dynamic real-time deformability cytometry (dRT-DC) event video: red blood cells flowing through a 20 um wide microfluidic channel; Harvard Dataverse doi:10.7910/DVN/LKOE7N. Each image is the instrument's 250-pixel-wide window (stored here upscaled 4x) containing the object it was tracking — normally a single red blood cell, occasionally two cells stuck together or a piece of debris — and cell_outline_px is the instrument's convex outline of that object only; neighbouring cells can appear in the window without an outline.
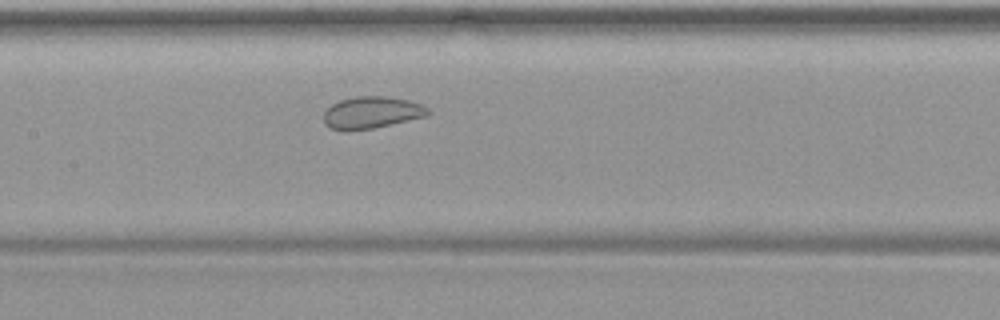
{"species": "common noctule bat (a hibernating species)", "species_latin": "Nyctalus noctula", "temperature_condition": "warm", "stored_images_in_passage": 43, "segment_of_instrument_passage": [2, 2], "camera_frame_rate_fps": 3000, "um_per_image_px": 0.085, "animal": {"sex": "female", "body_mass_g": 19.9}, "frame": {"image": 1, "passage_image": 18, "time_ms": 5.667, "image_size_px": [1000, 320], "cell_outline_px": [[432, 112], [428, 116], [372, 128], [348, 132], [344, 132], [332, 128], [324, 124], [324, 112], [332, 104], [340, 100], [356, 96], [384, 96], [408, 100], [420, 104], [428, 108]], "centroid_in_image_um": [31.58, 9.58], "position_along_channel_um": 175.8, "area_um2": 19.54}}
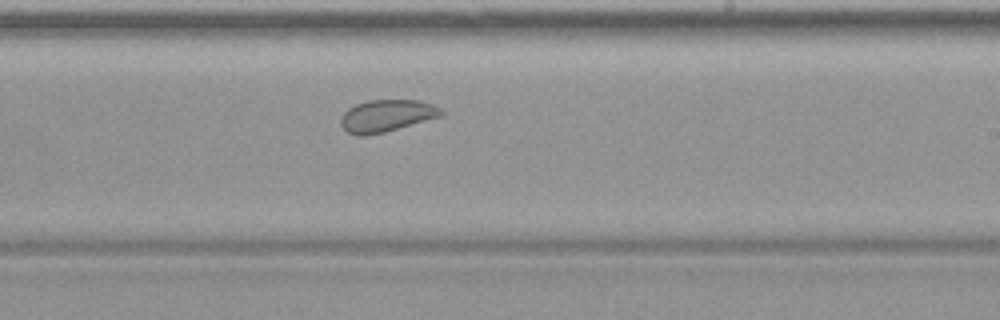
{"frame": {"image": 2, "passage_image": 24, "time_ms": 7.667, "image_size_px": [1000, 320], "cell_outline_px": [[444, 116], [384, 132], [364, 136], [356, 136], [348, 132], [340, 124], [340, 116], [348, 108], [356, 104], [368, 100], [420, 100], [432, 104], [440, 108], [444, 112]], "centroid_in_image_um": [32.87, 9.84], "position_along_channel_um": 256.1, "area_um2": 18.96}}
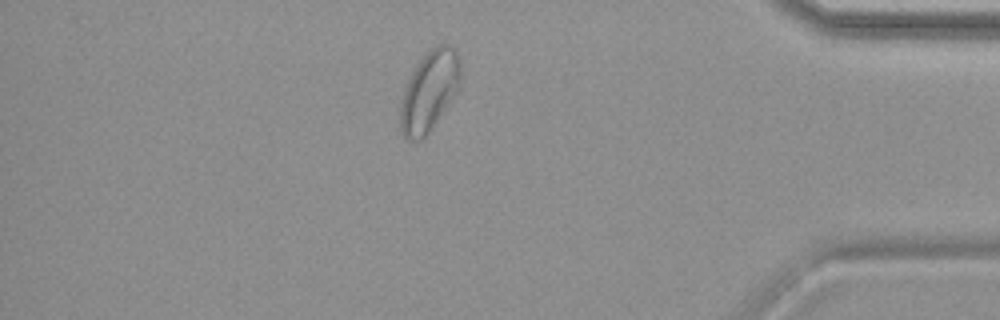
{"frame": {"image": 3, "passage_image": 37, "time_ms": 12.0, "image_size_px": [1000, 320], "cell_outline_px": [[460, 84], [432, 128], [420, 140], [408, 140], [400, 132], [400, 104], [408, 80], [416, 64], [424, 52], [440, 44], [448, 44], [456, 52], [460, 60]], "centroid_in_image_um": [36.47, 7.72], "position_along_channel_um": 398.7, "area_um2": 27.74}}